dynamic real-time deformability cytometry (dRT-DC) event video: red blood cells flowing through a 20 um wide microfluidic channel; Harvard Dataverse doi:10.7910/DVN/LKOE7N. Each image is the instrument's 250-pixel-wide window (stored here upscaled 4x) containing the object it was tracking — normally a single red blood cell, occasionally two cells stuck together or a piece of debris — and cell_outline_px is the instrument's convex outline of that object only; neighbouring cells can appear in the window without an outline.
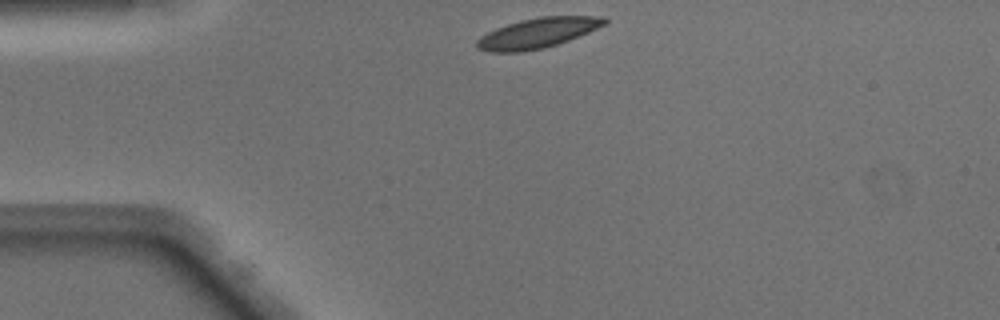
{"species": "Egyptian fruit bat (a non-hibernating species)", "species_latin": "Rousettus aegyptiacus", "temperature_condition": "warm", "stored_images_in_passage": 39, "camera_frame_rate_fps": 3000, "um_per_image_px": 0.085, "animal": {"sex": "male"}, "frame": {"image": 1, "passage_image": 1, "time_ms": 0.0, "image_size_px": [1000, 320], "cell_outline_px": [[608, 24], [568, 40], [544, 48], [520, 52], [492, 52], [476, 48], [476, 40], [480, 36], [496, 28], [520, 20], [540, 16], [604, 16], [608, 20]], "centroid_in_image_um": [45.71, 2.8], "position_along_channel_um": 39.3, "area_um2": 22.37}}
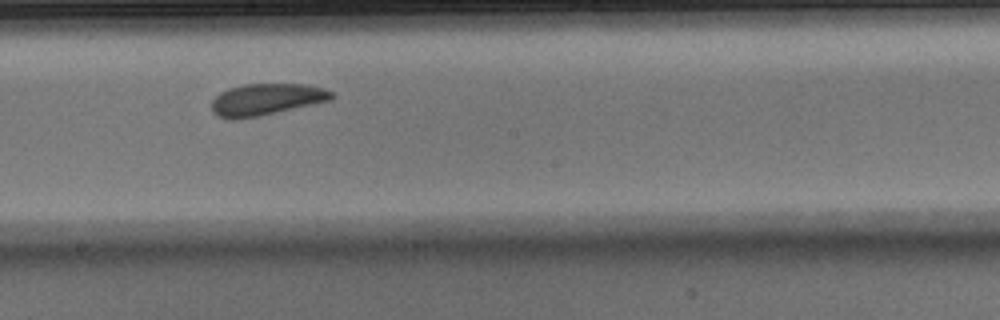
{"frame": {"image": 2, "passage_image": 17, "time_ms": 5.333, "image_size_px": [1000, 320], "cell_outline_px": [[336, 96], [332, 100], [260, 116], [232, 120], [216, 116], [212, 112], [212, 100], [220, 92], [228, 88], [244, 84], [304, 84], [324, 88], [332, 92]], "centroid_in_image_um": [22.63, 8.46], "position_along_channel_um": 225.6, "area_um2": 22.37}}
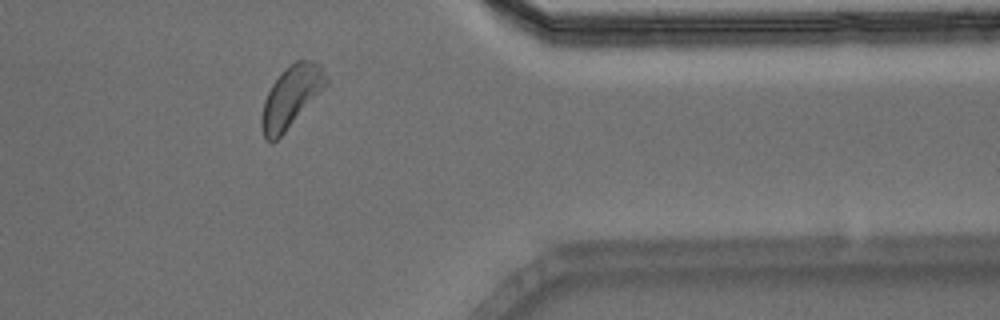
{"frame": {"image": 3, "passage_image": 30, "time_ms": 9.667, "image_size_px": [1000, 320], "cell_outline_px": [[328, 84], [284, 132], [272, 144], [264, 140], [260, 124], [260, 120], [264, 100], [272, 84], [280, 72], [284, 68], [296, 60], [308, 60], [320, 64], [328, 80]], "centroid_in_image_um": [24.71, 8.23], "position_along_channel_um": 386.7, "area_um2": 23.0}, "authors_computed_cell_mechanics": {"area_um2": 22.542, "velocity_mm_per_s": 4.0589, "shape_relaxation_time_tau1_ms": 2.6372, "shape_relaxation_time_tau2_ms": 3.0917, "deformation_change_tau1": 0.0964, "deformation_change_tau2": 0.1085}}